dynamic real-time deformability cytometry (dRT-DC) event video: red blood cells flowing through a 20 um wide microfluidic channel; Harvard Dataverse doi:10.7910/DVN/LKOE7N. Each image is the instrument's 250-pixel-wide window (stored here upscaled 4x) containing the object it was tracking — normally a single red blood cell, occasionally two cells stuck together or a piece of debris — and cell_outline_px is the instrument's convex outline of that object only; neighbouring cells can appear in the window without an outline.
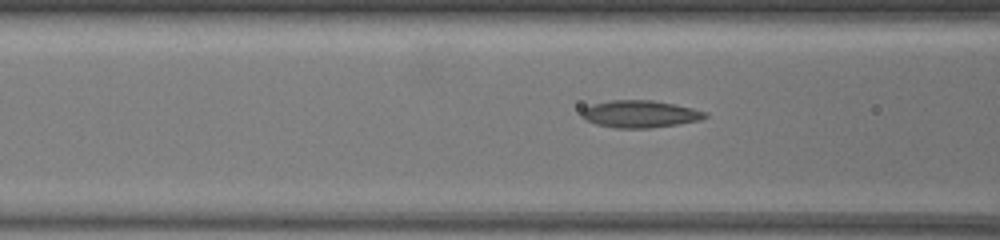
{"species": "common noctule bat (a hibernating species)", "species_latin": "Nyctalus noctula", "temperature_condition": "warm", "stored_images_in_passage": 34, "camera_frame_rate_fps": 3000, "um_per_image_px": 0.085, "animal": {"sex": "female", "body_mass_g": 19.5, "forearm_length_mm": 54.1}, "frame": {"image": 1, "passage_image": 5, "time_ms": 1.333, "image_size_px": [1000, 240], "cell_outline_px": [[708, 116], [700, 120], [676, 124], [648, 128], [616, 128], [596, 124], [584, 120], [580, 116], [580, 112], [584, 108], [592, 104], [612, 100], [652, 100], [692, 108], [704, 112]], "centroid_in_image_um": [54.33, 9.69], "position_along_channel_um": 112.3, "area_um2": 19.42}}
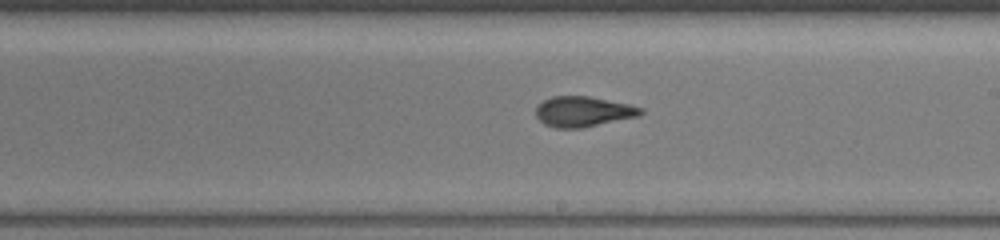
{"frame": {"image": 2, "passage_image": 17, "time_ms": 5.333, "image_size_px": [1000, 240], "cell_outline_px": [[644, 112], [640, 116], [584, 128], [556, 128], [544, 124], [536, 116], [536, 108], [544, 100], [552, 96], [588, 96], [628, 104], [644, 108]], "centroid_in_image_um": [49.6, 9.49], "position_along_channel_um": 239.4, "area_um2": 18.61}}
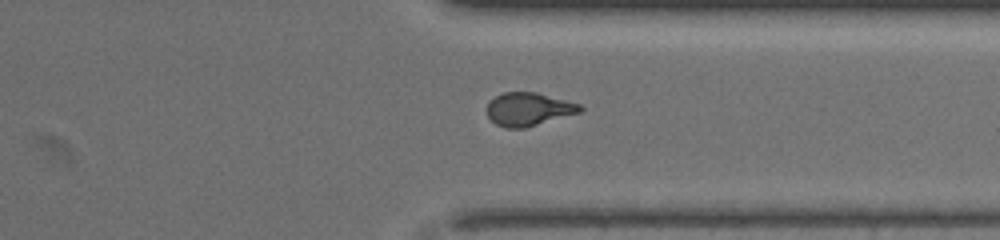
{"frame": {"image": 3, "passage_image": 29, "time_ms": 9.333, "image_size_px": [1000, 240], "cell_outline_px": [[584, 108], [580, 112], [524, 128], [504, 128], [496, 124], [488, 116], [488, 100], [504, 92], [536, 92], [580, 104]], "centroid_in_image_um": [44.91, 9.28], "position_along_channel_um": 366.5, "area_um2": 17.86}}